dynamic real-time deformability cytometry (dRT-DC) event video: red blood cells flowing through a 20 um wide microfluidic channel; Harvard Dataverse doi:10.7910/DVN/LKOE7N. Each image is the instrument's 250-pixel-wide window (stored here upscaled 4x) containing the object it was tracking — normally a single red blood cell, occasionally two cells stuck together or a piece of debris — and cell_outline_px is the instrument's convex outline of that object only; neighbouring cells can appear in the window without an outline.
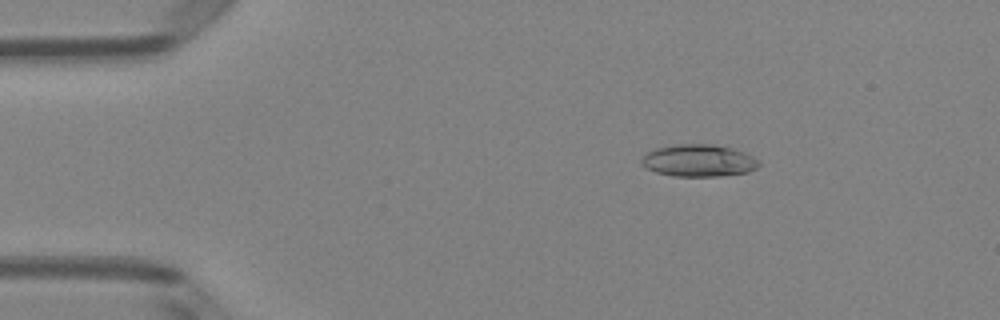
{"species": "Egyptian fruit bat (a non-hibernating species)", "species_latin": "Rousettus aegyptiacus", "temperature_condition": "room temperature", "stored_images_in_passage": 6, "camera_frame_rate_fps": 3000, "um_per_image_px": 0.085, "animal": {"sex": "female"}, "frame": {"image": 1, "passage_image": 3, "time_ms": 0.667, "image_size_px": [1000, 320], "cell_outline_px": [[760, 164], [756, 168], [748, 172], [720, 176], [672, 176], [656, 172], [640, 164], [640, 160], [648, 152], [656, 148], [676, 144], [712, 144], [732, 148], [744, 152], [752, 156]], "centroid_in_image_um": [59.37, 13.65], "position_along_channel_um": 25.6, "area_um2": 21.91}}
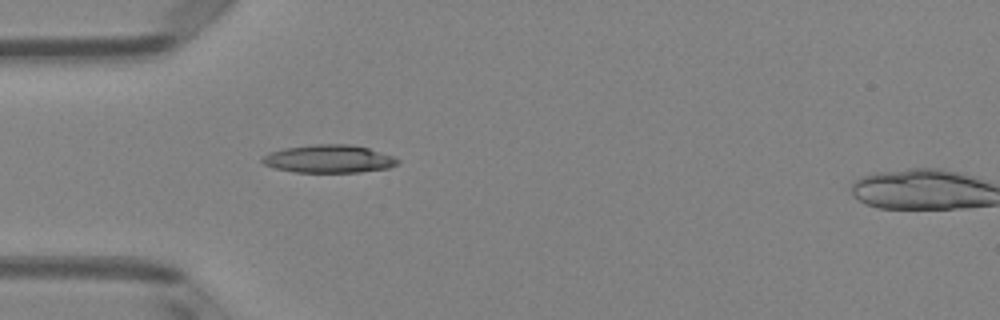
{"frame": {"image": 2, "passage_image": 5, "time_ms": 1.333, "image_size_px": [1000, 320], "cell_outline_px": [[400, 164], [388, 168], [360, 172], [296, 172], [276, 168], [264, 164], [260, 160], [264, 156], [272, 152], [284, 148], [312, 144], [348, 144], [368, 148], [392, 156], [400, 160]], "centroid_in_image_um": [27.98, 13.5], "position_along_channel_um": 57.0, "area_um2": 21.91}}